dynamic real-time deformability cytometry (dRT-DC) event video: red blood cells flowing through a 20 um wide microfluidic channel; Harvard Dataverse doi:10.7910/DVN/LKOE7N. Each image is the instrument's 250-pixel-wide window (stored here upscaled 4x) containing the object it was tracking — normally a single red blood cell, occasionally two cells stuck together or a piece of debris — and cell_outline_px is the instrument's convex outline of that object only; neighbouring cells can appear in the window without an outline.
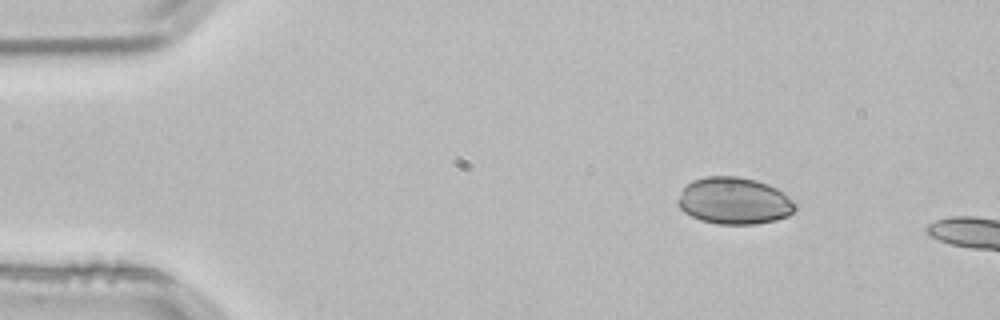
{"species": "common noctule bat (a hibernating species)", "species_latin": "Nyctalus noctula", "temperature_condition": "room temperature", "stored_images_in_passage": 6, "camera_frame_rate_fps": 3000, "um_per_image_px": 0.085, "animal": {"sex": "male", "body_mass_g": 21.5, "forearm_length_mm": 52.0}, "frame": {"image": 1, "passage_image": 1, "time_ms": 0.0, "image_size_px": [1000, 320], "cell_outline_px": [[800, 204], [788, 216], [776, 220], [756, 224], [716, 224], [700, 220], [684, 212], [676, 204], [676, 200], [684, 188], [692, 180], [704, 176], [736, 176], [756, 180], [768, 184], [784, 192]], "centroid_in_image_um": [62.43, 17.07], "position_along_channel_um": 22.6, "area_um2": 32.48}}